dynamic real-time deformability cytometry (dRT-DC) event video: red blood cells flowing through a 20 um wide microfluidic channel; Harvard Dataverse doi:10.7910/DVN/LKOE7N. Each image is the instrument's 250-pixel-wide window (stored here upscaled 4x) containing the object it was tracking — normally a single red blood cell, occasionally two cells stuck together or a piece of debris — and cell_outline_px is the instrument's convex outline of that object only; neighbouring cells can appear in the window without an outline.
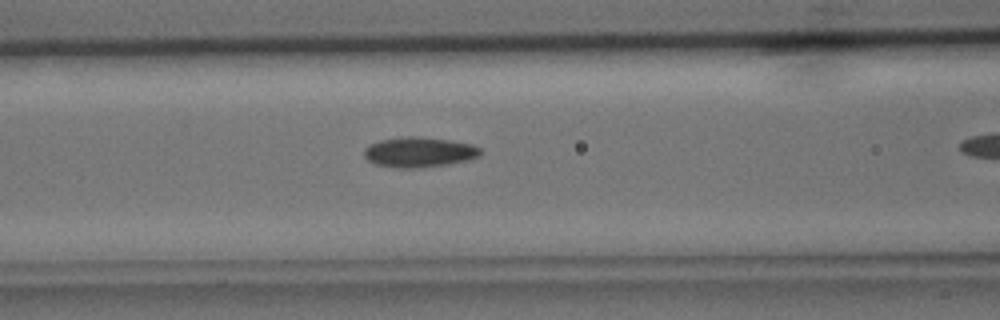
{"species": "common noctule bat (a hibernating species)", "species_latin": "Nyctalus noctula", "temperature_condition": "cold", "stored_images_in_passage": 32, "camera_frame_rate_fps": 3000, "um_per_image_px": 0.085, "animal": {"sex": "male", "body_mass_g": 15.6}, "frame": {"image": 1, "passage_image": 14, "time_ms": 4.333, "image_size_px": [1000, 320], "cell_outline_px": [[480, 156], [468, 160], [444, 164], [412, 168], [400, 168], [376, 164], [368, 160], [364, 156], [364, 148], [368, 144], [380, 140], [400, 136], [420, 136], [448, 140], [472, 144], [480, 148]], "centroid_in_image_um": [35.59, 12.91], "position_along_channel_um": 131.0, "area_um2": 20.35}}
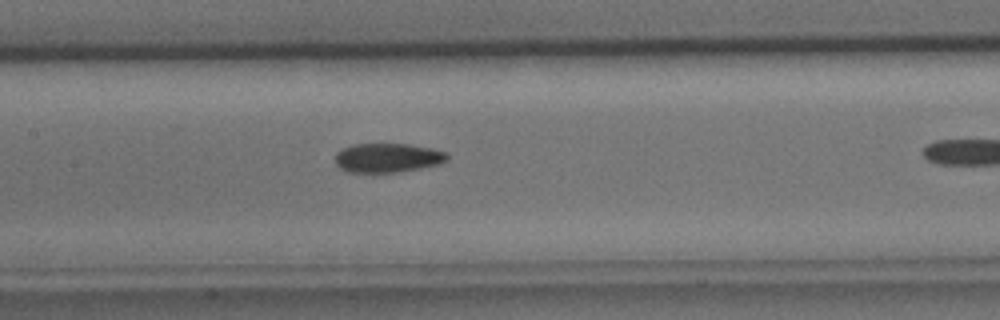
{"frame": {"image": 2, "passage_image": 17, "time_ms": 5.333, "image_size_px": [1000, 320], "cell_outline_px": [[448, 160], [436, 164], [420, 168], [400, 172], [348, 172], [340, 168], [336, 164], [336, 152], [352, 144], [408, 144], [432, 148], [448, 152]], "centroid_in_image_um": [32.95, 13.41], "position_along_channel_um": 174.4, "area_um2": 19.02}}
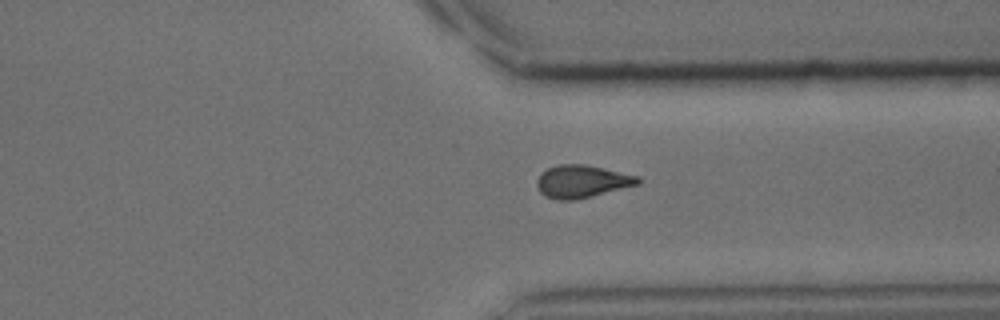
{"frame": {"image": 3, "passage_image": 30, "time_ms": 9.667, "image_size_px": [1000, 320], "cell_outline_px": [[640, 184], [576, 200], [556, 200], [544, 196], [540, 192], [536, 184], [536, 180], [548, 168], [556, 164], [584, 164], [604, 168], [640, 176]], "centroid_in_image_um": [49.47, 15.42], "position_along_channel_um": 361.9, "area_um2": 19.31}}